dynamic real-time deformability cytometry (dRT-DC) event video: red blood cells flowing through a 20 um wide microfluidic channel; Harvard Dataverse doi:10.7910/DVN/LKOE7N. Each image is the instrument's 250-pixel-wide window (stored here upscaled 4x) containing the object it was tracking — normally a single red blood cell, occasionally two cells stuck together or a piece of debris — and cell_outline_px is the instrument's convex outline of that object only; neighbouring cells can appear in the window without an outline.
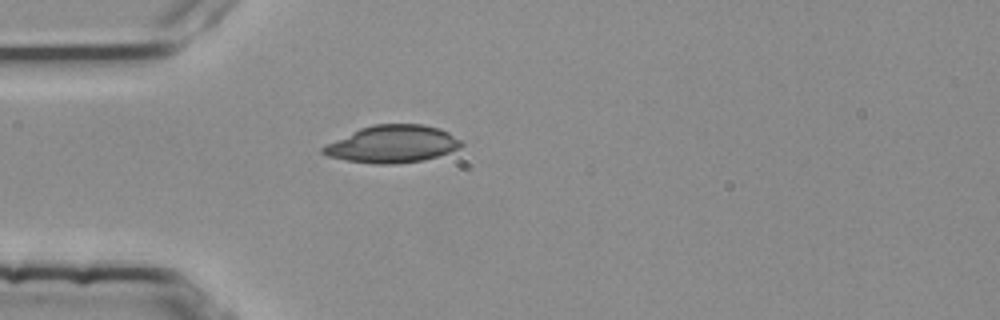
{"species": "common noctule bat (a hibernating species)", "species_latin": "Nyctalus noctula", "temperature_condition": "room temperature", "stored_images_in_passage": 1, "camera_frame_rate_fps": 3000, "um_per_image_px": 0.085, "animal": {"sex": "female", "body_mass_g": 25.1}, "frame": {"image": 1, "passage_image": 1, "time_ms": 0.0, "image_size_px": [1000, 320], "cell_outline_px": [[464, 144], [460, 148], [424, 160], [396, 164], [376, 164], [348, 160], [328, 156], [320, 152], [320, 148], [360, 128], [372, 124], [424, 124], [440, 128], [448, 132], [460, 140]], "centroid_in_image_um": [33.38, 12.24], "position_along_channel_um": 51.6, "area_um2": 29.88}}